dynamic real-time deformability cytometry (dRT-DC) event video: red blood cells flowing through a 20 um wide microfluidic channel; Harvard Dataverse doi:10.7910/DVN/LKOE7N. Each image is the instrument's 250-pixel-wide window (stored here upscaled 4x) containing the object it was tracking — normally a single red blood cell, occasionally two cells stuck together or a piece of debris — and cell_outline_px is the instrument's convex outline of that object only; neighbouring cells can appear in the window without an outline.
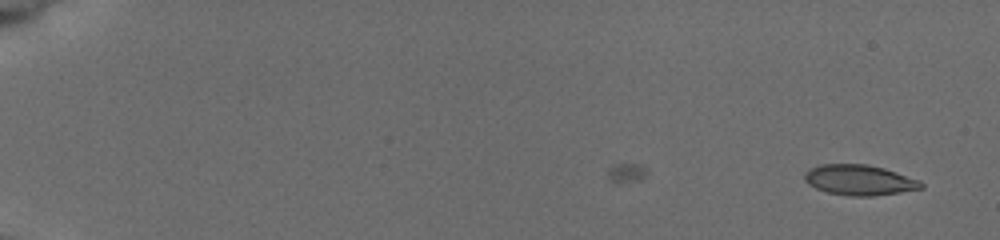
{"species": "common noctule bat (a hibernating species)", "species_latin": "Nyctalus noctula", "temperature_condition": "cold", "stored_images_in_passage": 2, "camera_frame_rate_fps": 3000, "um_per_image_px": 0.085, "animal": {"sex": "female", "body_mass_g": 19.5, "forearm_length_mm": 54.1}, "frame": {"image": 1, "passage_image": 2, "time_ms": 1.0, "image_size_px": [1000, 240], "cell_outline_px": [[924, 188], [900, 192], [872, 196], [848, 196], [828, 192], [816, 188], [808, 184], [804, 180], [804, 172], [808, 168], [820, 164], [868, 164], [884, 168], [920, 180], [924, 184]], "centroid_in_image_um": [73.03, 15.29], "position_along_channel_um": 12.0, "area_um2": 20.81}}